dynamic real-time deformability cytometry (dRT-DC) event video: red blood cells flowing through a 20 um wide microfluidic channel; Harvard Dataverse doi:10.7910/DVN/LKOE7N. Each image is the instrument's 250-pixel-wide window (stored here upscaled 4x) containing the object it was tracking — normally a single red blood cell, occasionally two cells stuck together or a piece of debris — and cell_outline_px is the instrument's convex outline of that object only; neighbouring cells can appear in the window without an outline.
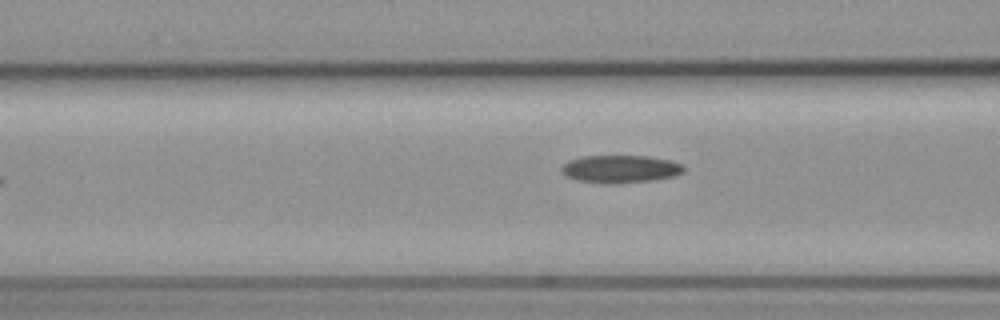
{"species": "common noctule bat (a hibernating species)", "species_latin": "Nyctalus noctula", "temperature_condition": "cold", "stored_images_in_passage": 9, "camera_frame_rate_fps": 3000, "um_per_image_px": 0.085, "animal": {"sex": "female", "body_mass_g": 19.3, "forearm_length_mm": 54.1}, "frame": {"image": 1, "passage_image": 8, "time_ms": 8.667, "image_size_px": [1000, 320], "cell_outline_px": [[684, 172], [676, 176], [652, 180], [616, 184], [604, 184], [576, 180], [568, 176], [560, 168], [568, 160], [584, 156], [648, 156], [672, 160], [684, 164]], "centroid_in_image_um": [52.78, 14.37], "position_along_channel_um": 113.8, "area_um2": 19.94}}